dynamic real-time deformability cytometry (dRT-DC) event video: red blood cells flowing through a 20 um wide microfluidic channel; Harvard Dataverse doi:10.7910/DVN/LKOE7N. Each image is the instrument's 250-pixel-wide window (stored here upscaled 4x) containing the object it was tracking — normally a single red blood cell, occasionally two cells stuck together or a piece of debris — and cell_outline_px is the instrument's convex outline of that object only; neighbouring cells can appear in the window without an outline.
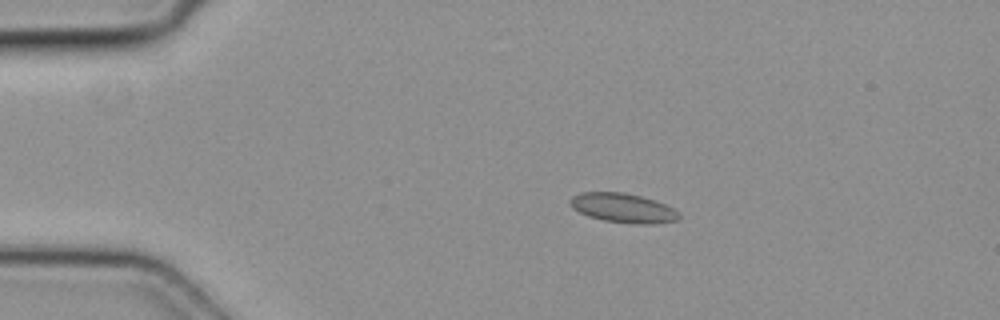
{"species": "common noctule bat (a hibernating species)", "species_latin": "Nyctalus noctula", "temperature_condition": "cold", "stored_images_in_passage": 4, "camera_frame_rate_fps": 3000, "um_per_image_px": 0.085, "animal": {"sex": "female", "body_mass_g": 19.3, "forearm_length_mm": 54.1}, "frame": {"image": 1, "passage_image": 2, "time_ms": 0.333, "image_size_px": [1000, 320], "cell_outline_px": [[680, 220], [656, 224], [636, 224], [604, 220], [588, 216], [572, 208], [568, 204], [568, 200], [572, 196], [580, 192], [624, 192], [656, 200], [680, 212]], "centroid_in_image_um": [52.96, 17.68], "position_along_channel_um": 32.0, "area_um2": 18.84}}
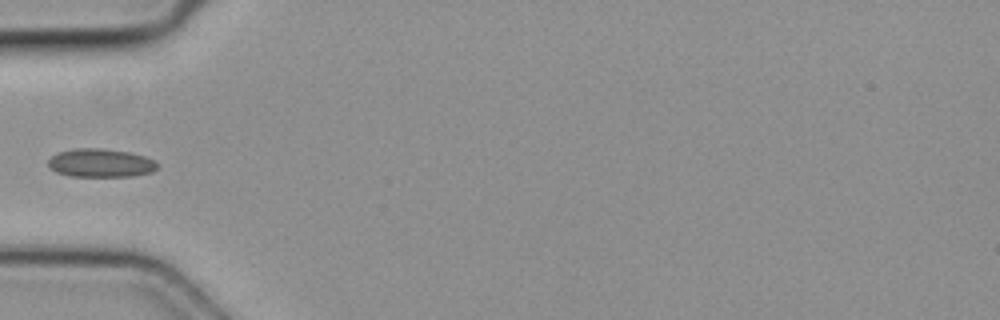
{"frame": {"image": 2, "passage_image": 4, "time_ms": 1.0, "image_size_px": [1000, 320], "cell_outline_px": [[156, 168], [152, 172], [132, 176], [68, 176], [56, 172], [48, 164], [48, 160], [52, 156], [60, 152], [76, 148], [100, 148], [128, 152], [144, 156], [152, 160], [156, 164]], "centroid_in_image_um": [8.53, 13.85], "position_along_channel_um": 76.5, "area_um2": 17.8}}